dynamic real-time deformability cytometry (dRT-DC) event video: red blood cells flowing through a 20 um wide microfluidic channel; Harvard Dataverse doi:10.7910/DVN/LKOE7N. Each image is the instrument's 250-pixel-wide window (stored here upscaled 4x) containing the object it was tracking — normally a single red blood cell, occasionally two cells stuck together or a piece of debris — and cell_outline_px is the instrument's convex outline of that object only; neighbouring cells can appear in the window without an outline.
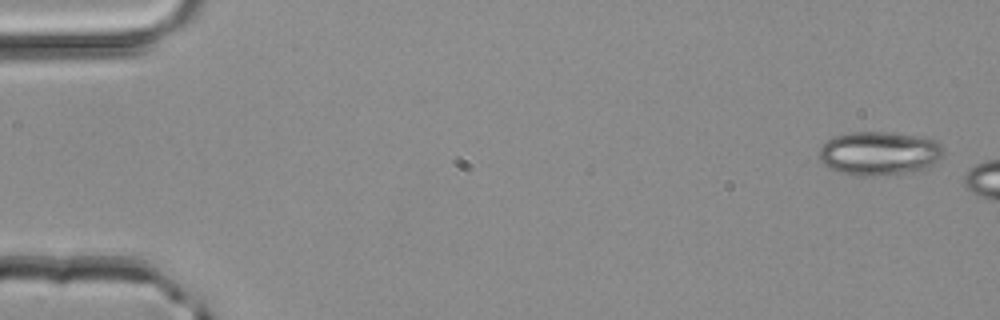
{"species": "common noctule bat (a hibernating species)", "species_latin": "Nyctalus noctula", "temperature_condition": "room temperature", "stored_images_in_passage": 3, "camera_frame_rate_fps": 3000, "um_per_image_px": 0.085, "animal": {"sex": "male", "body_mass_g": 20.4}, "frame": {"image": 1, "passage_image": 1, "time_ms": 0.0, "image_size_px": [1000, 320], "cell_outline_px": [[944, 156], [932, 164], [916, 172], [876, 176], [856, 176], [840, 172], [828, 168], [820, 160], [820, 148], [832, 136], [852, 132], [888, 132], [932, 136], [940, 144], [944, 152]], "centroid_in_image_um": [74.79, 13.02], "position_along_channel_um": 10.2, "area_um2": 32.37}}